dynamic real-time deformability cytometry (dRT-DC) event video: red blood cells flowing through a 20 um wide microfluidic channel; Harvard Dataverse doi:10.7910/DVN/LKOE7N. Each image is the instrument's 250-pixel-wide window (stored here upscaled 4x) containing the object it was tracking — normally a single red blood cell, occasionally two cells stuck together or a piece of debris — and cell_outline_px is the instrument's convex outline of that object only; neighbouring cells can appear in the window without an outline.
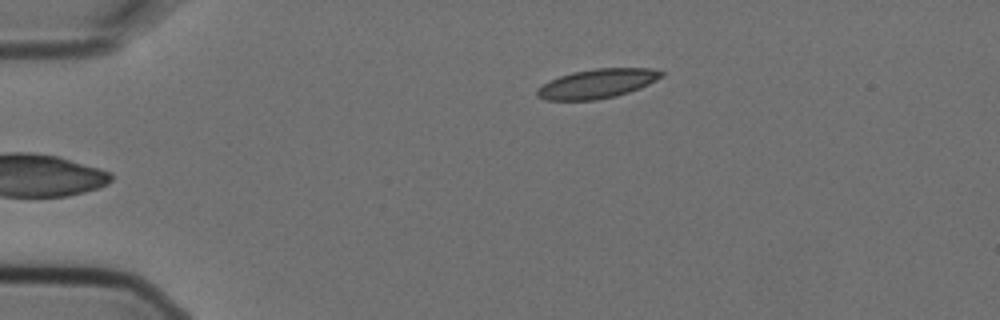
{"species": "Egyptian fruit bat (a non-hibernating species)", "species_latin": "Rousettus aegyptiacus", "temperature_condition": "cold", "stored_images_in_passage": 5, "camera_frame_rate_fps": 3000, "um_per_image_px": 0.085, "animal": {"sex": "female"}, "frame": {"image": 1, "passage_image": 5, "time_ms": 1.333, "image_size_px": [1000, 320], "cell_outline_px": [[664, 76], [640, 88], [616, 96], [596, 100], [544, 100], [536, 96], [536, 88], [548, 80], [572, 72], [596, 68], [652, 68], [664, 72]], "centroid_in_image_um": [50.73, 7.11], "position_along_channel_um": 34.3, "area_um2": 21.39}}